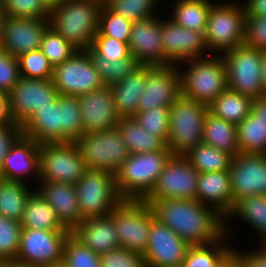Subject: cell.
I'll use <instances>...</instances> for the list:
<instances>
[{
  "label": "cell",
  "instance_id": "1",
  "mask_svg": "<svg viewBox=\"0 0 266 267\" xmlns=\"http://www.w3.org/2000/svg\"><path fill=\"white\" fill-rule=\"evenodd\" d=\"M151 207L155 218L190 246L214 243L225 235V218L197 200L161 199Z\"/></svg>",
  "mask_w": 266,
  "mask_h": 267
},
{
  "label": "cell",
  "instance_id": "2",
  "mask_svg": "<svg viewBox=\"0 0 266 267\" xmlns=\"http://www.w3.org/2000/svg\"><path fill=\"white\" fill-rule=\"evenodd\" d=\"M102 5L97 0H64L51 9L49 27L78 50H87L98 32Z\"/></svg>",
  "mask_w": 266,
  "mask_h": 267
},
{
  "label": "cell",
  "instance_id": "3",
  "mask_svg": "<svg viewBox=\"0 0 266 267\" xmlns=\"http://www.w3.org/2000/svg\"><path fill=\"white\" fill-rule=\"evenodd\" d=\"M176 67L181 96L185 98L209 105L228 88L226 65L221 54L193 58L178 63Z\"/></svg>",
  "mask_w": 266,
  "mask_h": 267
},
{
  "label": "cell",
  "instance_id": "4",
  "mask_svg": "<svg viewBox=\"0 0 266 267\" xmlns=\"http://www.w3.org/2000/svg\"><path fill=\"white\" fill-rule=\"evenodd\" d=\"M172 153L162 150L129 154L115 174L119 194L124 200H144L155 186Z\"/></svg>",
  "mask_w": 266,
  "mask_h": 267
},
{
  "label": "cell",
  "instance_id": "5",
  "mask_svg": "<svg viewBox=\"0 0 266 267\" xmlns=\"http://www.w3.org/2000/svg\"><path fill=\"white\" fill-rule=\"evenodd\" d=\"M208 105L179 96L169 108V135L166 146L172 156H185L202 143Z\"/></svg>",
  "mask_w": 266,
  "mask_h": 267
},
{
  "label": "cell",
  "instance_id": "6",
  "mask_svg": "<svg viewBox=\"0 0 266 267\" xmlns=\"http://www.w3.org/2000/svg\"><path fill=\"white\" fill-rule=\"evenodd\" d=\"M245 24L246 14L241 0L216 1L209 12L204 34L209 52L222 54L243 45Z\"/></svg>",
  "mask_w": 266,
  "mask_h": 267
},
{
  "label": "cell",
  "instance_id": "7",
  "mask_svg": "<svg viewBox=\"0 0 266 267\" xmlns=\"http://www.w3.org/2000/svg\"><path fill=\"white\" fill-rule=\"evenodd\" d=\"M75 187L83 220L109 215L124 200L115 174L108 171L87 169Z\"/></svg>",
  "mask_w": 266,
  "mask_h": 267
},
{
  "label": "cell",
  "instance_id": "8",
  "mask_svg": "<svg viewBox=\"0 0 266 267\" xmlns=\"http://www.w3.org/2000/svg\"><path fill=\"white\" fill-rule=\"evenodd\" d=\"M221 55L226 65L228 89L252 100L265 97L261 50L243 44Z\"/></svg>",
  "mask_w": 266,
  "mask_h": 267
},
{
  "label": "cell",
  "instance_id": "9",
  "mask_svg": "<svg viewBox=\"0 0 266 267\" xmlns=\"http://www.w3.org/2000/svg\"><path fill=\"white\" fill-rule=\"evenodd\" d=\"M87 169L76 142L39 144V181L76 185Z\"/></svg>",
  "mask_w": 266,
  "mask_h": 267
},
{
  "label": "cell",
  "instance_id": "10",
  "mask_svg": "<svg viewBox=\"0 0 266 267\" xmlns=\"http://www.w3.org/2000/svg\"><path fill=\"white\" fill-rule=\"evenodd\" d=\"M154 218L151 205L144 200H123L112 211L119 246L143 255Z\"/></svg>",
  "mask_w": 266,
  "mask_h": 267
},
{
  "label": "cell",
  "instance_id": "11",
  "mask_svg": "<svg viewBox=\"0 0 266 267\" xmlns=\"http://www.w3.org/2000/svg\"><path fill=\"white\" fill-rule=\"evenodd\" d=\"M88 169L116 174L129 152L117 127L93 133H84L77 141Z\"/></svg>",
  "mask_w": 266,
  "mask_h": 267
},
{
  "label": "cell",
  "instance_id": "12",
  "mask_svg": "<svg viewBox=\"0 0 266 267\" xmlns=\"http://www.w3.org/2000/svg\"><path fill=\"white\" fill-rule=\"evenodd\" d=\"M51 80L59 94L76 97L104 87L87 50H77L54 66Z\"/></svg>",
  "mask_w": 266,
  "mask_h": 267
},
{
  "label": "cell",
  "instance_id": "13",
  "mask_svg": "<svg viewBox=\"0 0 266 267\" xmlns=\"http://www.w3.org/2000/svg\"><path fill=\"white\" fill-rule=\"evenodd\" d=\"M199 175L184 156H171L144 201L151 205L161 199L197 200Z\"/></svg>",
  "mask_w": 266,
  "mask_h": 267
},
{
  "label": "cell",
  "instance_id": "14",
  "mask_svg": "<svg viewBox=\"0 0 266 267\" xmlns=\"http://www.w3.org/2000/svg\"><path fill=\"white\" fill-rule=\"evenodd\" d=\"M71 231L22 229L15 262L30 267H46L62 262L63 250Z\"/></svg>",
  "mask_w": 266,
  "mask_h": 267
},
{
  "label": "cell",
  "instance_id": "15",
  "mask_svg": "<svg viewBox=\"0 0 266 267\" xmlns=\"http://www.w3.org/2000/svg\"><path fill=\"white\" fill-rule=\"evenodd\" d=\"M164 65H177L193 58L211 55L203 32L186 29L173 20L161 18Z\"/></svg>",
  "mask_w": 266,
  "mask_h": 267
},
{
  "label": "cell",
  "instance_id": "16",
  "mask_svg": "<svg viewBox=\"0 0 266 267\" xmlns=\"http://www.w3.org/2000/svg\"><path fill=\"white\" fill-rule=\"evenodd\" d=\"M8 95L13 118L22 125L35 110L52 106L59 93L52 80L21 77Z\"/></svg>",
  "mask_w": 266,
  "mask_h": 267
},
{
  "label": "cell",
  "instance_id": "17",
  "mask_svg": "<svg viewBox=\"0 0 266 267\" xmlns=\"http://www.w3.org/2000/svg\"><path fill=\"white\" fill-rule=\"evenodd\" d=\"M190 245L168 226L154 218L148 246L143 254L146 267H182Z\"/></svg>",
  "mask_w": 266,
  "mask_h": 267
},
{
  "label": "cell",
  "instance_id": "18",
  "mask_svg": "<svg viewBox=\"0 0 266 267\" xmlns=\"http://www.w3.org/2000/svg\"><path fill=\"white\" fill-rule=\"evenodd\" d=\"M180 95V76L176 65H153L146 72L145 89L137 112L158 107L170 108Z\"/></svg>",
  "mask_w": 266,
  "mask_h": 267
},
{
  "label": "cell",
  "instance_id": "19",
  "mask_svg": "<svg viewBox=\"0 0 266 267\" xmlns=\"http://www.w3.org/2000/svg\"><path fill=\"white\" fill-rule=\"evenodd\" d=\"M231 189L235 203L247 196H266V154H243L233 157Z\"/></svg>",
  "mask_w": 266,
  "mask_h": 267
},
{
  "label": "cell",
  "instance_id": "20",
  "mask_svg": "<svg viewBox=\"0 0 266 267\" xmlns=\"http://www.w3.org/2000/svg\"><path fill=\"white\" fill-rule=\"evenodd\" d=\"M48 27V19L6 17L0 46L15 58L40 49Z\"/></svg>",
  "mask_w": 266,
  "mask_h": 267
},
{
  "label": "cell",
  "instance_id": "21",
  "mask_svg": "<svg viewBox=\"0 0 266 267\" xmlns=\"http://www.w3.org/2000/svg\"><path fill=\"white\" fill-rule=\"evenodd\" d=\"M78 101L84 133L113 129L122 118L115 106L110 86L78 96Z\"/></svg>",
  "mask_w": 266,
  "mask_h": 267
},
{
  "label": "cell",
  "instance_id": "22",
  "mask_svg": "<svg viewBox=\"0 0 266 267\" xmlns=\"http://www.w3.org/2000/svg\"><path fill=\"white\" fill-rule=\"evenodd\" d=\"M128 46L139 64L164 65L160 15L133 22Z\"/></svg>",
  "mask_w": 266,
  "mask_h": 267
},
{
  "label": "cell",
  "instance_id": "23",
  "mask_svg": "<svg viewBox=\"0 0 266 267\" xmlns=\"http://www.w3.org/2000/svg\"><path fill=\"white\" fill-rule=\"evenodd\" d=\"M0 178L25 183L30 179L29 184L32 180L37 184L39 182V144L22 135L5 157Z\"/></svg>",
  "mask_w": 266,
  "mask_h": 267
},
{
  "label": "cell",
  "instance_id": "24",
  "mask_svg": "<svg viewBox=\"0 0 266 267\" xmlns=\"http://www.w3.org/2000/svg\"><path fill=\"white\" fill-rule=\"evenodd\" d=\"M38 184L36 190L54 209L65 228L72 231L83 221L75 185L48 181H39Z\"/></svg>",
  "mask_w": 266,
  "mask_h": 267
},
{
  "label": "cell",
  "instance_id": "25",
  "mask_svg": "<svg viewBox=\"0 0 266 267\" xmlns=\"http://www.w3.org/2000/svg\"><path fill=\"white\" fill-rule=\"evenodd\" d=\"M197 201L214 208L226 219L234 207L230 171L200 173Z\"/></svg>",
  "mask_w": 266,
  "mask_h": 267
},
{
  "label": "cell",
  "instance_id": "26",
  "mask_svg": "<svg viewBox=\"0 0 266 267\" xmlns=\"http://www.w3.org/2000/svg\"><path fill=\"white\" fill-rule=\"evenodd\" d=\"M71 234L98 255L120 247L112 212L106 216L84 219Z\"/></svg>",
  "mask_w": 266,
  "mask_h": 267
},
{
  "label": "cell",
  "instance_id": "27",
  "mask_svg": "<svg viewBox=\"0 0 266 267\" xmlns=\"http://www.w3.org/2000/svg\"><path fill=\"white\" fill-rule=\"evenodd\" d=\"M240 153L266 154V97L252 100L249 115L237 125Z\"/></svg>",
  "mask_w": 266,
  "mask_h": 267
},
{
  "label": "cell",
  "instance_id": "28",
  "mask_svg": "<svg viewBox=\"0 0 266 267\" xmlns=\"http://www.w3.org/2000/svg\"><path fill=\"white\" fill-rule=\"evenodd\" d=\"M153 65H138L128 76L111 85V94L119 115L133 117L137 113L138 102L145 89L146 72Z\"/></svg>",
  "mask_w": 266,
  "mask_h": 267
},
{
  "label": "cell",
  "instance_id": "29",
  "mask_svg": "<svg viewBox=\"0 0 266 267\" xmlns=\"http://www.w3.org/2000/svg\"><path fill=\"white\" fill-rule=\"evenodd\" d=\"M23 135L37 144L61 142V109L56 101L34 111L22 124Z\"/></svg>",
  "mask_w": 266,
  "mask_h": 267
},
{
  "label": "cell",
  "instance_id": "30",
  "mask_svg": "<svg viewBox=\"0 0 266 267\" xmlns=\"http://www.w3.org/2000/svg\"><path fill=\"white\" fill-rule=\"evenodd\" d=\"M234 217V218H233ZM242 219L243 222L256 231L258 243L263 245L266 242V196L252 195L239 199L231 213L225 219V235L232 238L233 226L230 220ZM262 242V243H261Z\"/></svg>",
  "mask_w": 266,
  "mask_h": 267
},
{
  "label": "cell",
  "instance_id": "31",
  "mask_svg": "<svg viewBox=\"0 0 266 267\" xmlns=\"http://www.w3.org/2000/svg\"><path fill=\"white\" fill-rule=\"evenodd\" d=\"M22 229L70 231L58 220L54 209L35 189L29 196L20 221Z\"/></svg>",
  "mask_w": 266,
  "mask_h": 267
},
{
  "label": "cell",
  "instance_id": "32",
  "mask_svg": "<svg viewBox=\"0 0 266 267\" xmlns=\"http://www.w3.org/2000/svg\"><path fill=\"white\" fill-rule=\"evenodd\" d=\"M216 0H175L165 16L176 24L205 34L208 15ZM173 9V10H172ZM171 15V16H170Z\"/></svg>",
  "mask_w": 266,
  "mask_h": 267
},
{
  "label": "cell",
  "instance_id": "33",
  "mask_svg": "<svg viewBox=\"0 0 266 267\" xmlns=\"http://www.w3.org/2000/svg\"><path fill=\"white\" fill-rule=\"evenodd\" d=\"M202 143L228 152L233 157L240 153L237 126L210 112L205 118Z\"/></svg>",
  "mask_w": 266,
  "mask_h": 267
},
{
  "label": "cell",
  "instance_id": "34",
  "mask_svg": "<svg viewBox=\"0 0 266 267\" xmlns=\"http://www.w3.org/2000/svg\"><path fill=\"white\" fill-rule=\"evenodd\" d=\"M36 186L28 182L0 178V215L20 222L27 200Z\"/></svg>",
  "mask_w": 266,
  "mask_h": 267
},
{
  "label": "cell",
  "instance_id": "35",
  "mask_svg": "<svg viewBox=\"0 0 266 267\" xmlns=\"http://www.w3.org/2000/svg\"><path fill=\"white\" fill-rule=\"evenodd\" d=\"M117 128L129 154L153 152L166 146L159 137L144 130L134 117L121 118Z\"/></svg>",
  "mask_w": 266,
  "mask_h": 267
},
{
  "label": "cell",
  "instance_id": "36",
  "mask_svg": "<svg viewBox=\"0 0 266 267\" xmlns=\"http://www.w3.org/2000/svg\"><path fill=\"white\" fill-rule=\"evenodd\" d=\"M251 106L250 97L227 88L208 105V108L211 114L237 126L249 115Z\"/></svg>",
  "mask_w": 266,
  "mask_h": 267
},
{
  "label": "cell",
  "instance_id": "37",
  "mask_svg": "<svg viewBox=\"0 0 266 267\" xmlns=\"http://www.w3.org/2000/svg\"><path fill=\"white\" fill-rule=\"evenodd\" d=\"M231 240L224 235L219 241L207 245L190 246L182 267H216L234 248Z\"/></svg>",
  "mask_w": 266,
  "mask_h": 267
},
{
  "label": "cell",
  "instance_id": "38",
  "mask_svg": "<svg viewBox=\"0 0 266 267\" xmlns=\"http://www.w3.org/2000/svg\"><path fill=\"white\" fill-rule=\"evenodd\" d=\"M87 51L104 86H111L121 81L140 65L132 55L128 58L112 59L98 55L91 47Z\"/></svg>",
  "mask_w": 266,
  "mask_h": 267
},
{
  "label": "cell",
  "instance_id": "39",
  "mask_svg": "<svg viewBox=\"0 0 266 267\" xmlns=\"http://www.w3.org/2000/svg\"><path fill=\"white\" fill-rule=\"evenodd\" d=\"M199 172L227 171L230 169L233 156L223 150L200 143L184 156Z\"/></svg>",
  "mask_w": 266,
  "mask_h": 267
},
{
  "label": "cell",
  "instance_id": "40",
  "mask_svg": "<svg viewBox=\"0 0 266 267\" xmlns=\"http://www.w3.org/2000/svg\"><path fill=\"white\" fill-rule=\"evenodd\" d=\"M57 102L61 109V142H76L84 134L78 97L59 94Z\"/></svg>",
  "mask_w": 266,
  "mask_h": 267
},
{
  "label": "cell",
  "instance_id": "41",
  "mask_svg": "<svg viewBox=\"0 0 266 267\" xmlns=\"http://www.w3.org/2000/svg\"><path fill=\"white\" fill-rule=\"evenodd\" d=\"M161 1V0H159ZM158 0H107L104 4L114 13L133 22L159 16Z\"/></svg>",
  "mask_w": 266,
  "mask_h": 267
},
{
  "label": "cell",
  "instance_id": "42",
  "mask_svg": "<svg viewBox=\"0 0 266 267\" xmlns=\"http://www.w3.org/2000/svg\"><path fill=\"white\" fill-rule=\"evenodd\" d=\"M40 50L54 67L70 58L78 49L60 34L48 27L42 37Z\"/></svg>",
  "mask_w": 266,
  "mask_h": 267
},
{
  "label": "cell",
  "instance_id": "43",
  "mask_svg": "<svg viewBox=\"0 0 266 267\" xmlns=\"http://www.w3.org/2000/svg\"><path fill=\"white\" fill-rule=\"evenodd\" d=\"M62 263L66 267H101L100 255L84 246L72 234L66 239Z\"/></svg>",
  "mask_w": 266,
  "mask_h": 267
},
{
  "label": "cell",
  "instance_id": "44",
  "mask_svg": "<svg viewBox=\"0 0 266 267\" xmlns=\"http://www.w3.org/2000/svg\"><path fill=\"white\" fill-rule=\"evenodd\" d=\"M22 226L19 221L0 215V262L15 261L20 246Z\"/></svg>",
  "mask_w": 266,
  "mask_h": 267
},
{
  "label": "cell",
  "instance_id": "45",
  "mask_svg": "<svg viewBox=\"0 0 266 267\" xmlns=\"http://www.w3.org/2000/svg\"><path fill=\"white\" fill-rule=\"evenodd\" d=\"M132 22L111 11L105 4L99 13L98 32L121 42H129Z\"/></svg>",
  "mask_w": 266,
  "mask_h": 267
},
{
  "label": "cell",
  "instance_id": "46",
  "mask_svg": "<svg viewBox=\"0 0 266 267\" xmlns=\"http://www.w3.org/2000/svg\"><path fill=\"white\" fill-rule=\"evenodd\" d=\"M20 74L23 78L51 80L53 66L40 49L24 53L17 57Z\"/></svg>",
  "mask_w": 266,
  "mask_h": 267
},
{
  "label": "cell",
  "instance_id": "47",
  "mask_svg": "<svg viewBox=\"0 0 266 267\" xmlns=\"http://www.w3.org/2000/svg\"><path fill=\"white\" fill-rule=\"evenodd\" d=\"M7 17L49 19L51 8L44 0H0Z\"/></svg>",
  "mask_w": 266,
  "mask_h": 267
},
{
  "label": "cell",
  "instance_id": "48",
  "mask_svg": "<svg viewBox=\"0 0 266 267\" xmlns=\"http://www.w3.org/2000/svg\"><path fill=\"white\" fill-rule=\"evenodd\" d=\"M133 117L144 130L159 137L166 144L169 135V108H151L137 112Z\"/></svg>",
  "mask_w": 266,
  "mask_h": 267
},
{
  "label": "cell",
  "instance_id": "49",
  "mask_svg": "<svg viewBox=\"0 0 266 267\" xmlns=\"http://www.w3.org/2000/svg\"><path fill=\"white\" fill-rule=\"evenodd\" d=\"M101 267H146L145 259L139 252L118 247L100 255Z\"/></svg>",
  "mask_w": 266,
  "mask_h": 267
},
{
  "label": "cell",
  "instance_id": "50",
  "mask_svg": "<svg viewBox=\"0 0 266 267\" xmlns=\"http://www.w3.org/2000/svg\"><path fill=\"white\" fill-rule=\"evenodd\" d=\"M21 78L17 58L0 46V91L8 94Z\"/></svg>",
  "mask_w": 266,
  "mask_h": 267
},
{
  "label": "cell",
  "instance_id": "51",
  "mask_svg": "<svg viewBox=\"0 0 266 267\" xmlns=\"http://www.w3.org/2000/svg\"><path fill=\"white\" fill-rule=\"evenodd\" d=\"M91 48L98 55L112 59H122L130 56L128 43L104 36L99 32L94 36Z\"/></svg>",
  "mask_w": 266,
  "mask_h": 267
},
{
  "label": "cell",
  "instance_id": "52",
  "mask_svg": "<svg viewBox=\"0 0 266 267\" xmlns=\"http://www.w3.org/2000/svg\"><path fill=\"white\" fill-rule=\"evenodd\" d=\"M244 45L266 50V16L246 17Z\"/></svg>",
  "mask_w": 266,
  "mask_h": 267
},
{
  "label": "cell",
  "instance_id": "53",
  "mask_svg": "<svg viewBox=\"0 0 266 267\" xmlns=\"http://www.w3.org/2000/svg\"><path fill=\"white\" fill-rule=\"evenodd\" d=\"M23 135L19 123L0 125V170L11 147Z\"/></svg>",
  "mask_w": 266,
  "mask_h": 267
},
{
  "label": "cell",
  "instance_id": "54",
  "mask_svg": "<svg viewBox=\"0 0 266 267\" xmlns=\"http://www.w3.org/2000/svg\"><path fill=\"white\" fill-rule=\"evenodd\" d=\"M258 249L245 250L234 246V249L239 253L245 267H266V248L259 245ZM247 251V252H246Z\"/></svg>",
  "mask_w": 266,
  "mask_h": 267
},
{
  "label": "cell",
  "instance_id": "55",
  "mask_svg": "<svg viewBox=\"0 0 266 267\" xmlns=\"http://www.w3.org/2000/svg\"><path fill=\"white\" fill-rule=\"evenodd\" d=\"M246 17L266 16V0H241Z\"/></svg>",
  "mask_w": 266,
  "mask_h": 267
},
{
  "label": "cell",
  "instance_id": "56",
  "mask_svg": "<svg viewBox=\"0 0 266 267\" xmlns=\"http://www.w3.org/2000/svg\"><path fill=\"white\" fill-rule=\"evenodd\" d=\"M10 109L9 95L0 91V125L15 124Z\"/></svg>",
  "mask_w": 266,
  "mask_h": 267
},
{
  "label": "cell",
  "instance_id": "57",
  "mask_svg": "<svg viewBox=\"0 0 266 267\" xmlns=\"http://www.w3.org/2000/svg\"><path fill=\"white\" fill-rule=\"evenodd\" d=\"M216 267H241V256L233 248Z\"/></svg>",
  "mask_w": 266,
  "mask_h": 267
},
{
  "label": "cell",
  "instance_id": "58",
  "mask_svg": "<svg viewBox=\"0 0 266 267\" xmlns=\"http://www.w3.org/2000/svg\"><path fill=\"white\" fill-rule=\"evenodd\" d=\"M262 78H263V91L266 97V50L262 51Z\"/></svg>",
  "mask_w": 266,
  "mask_h": 267
},
{
  "label": "cell",
  "instance_id": "59",
  "mask_svg": "<svg viewBox=\"0 0 266 267\" xmlns=\"http://www.w3.org/2000/svg\"><path fill=\"white\" fill-rule=\"evenodd\" d=\"M6 17L7 16H6L5 12L3 11L2 5L0 3V43H1L2 31L4 28V23H5Z\"/></svg>",
  "mask_w": 266,
  "mask_h": 267
},
{
  "label": "cell",
  "instance_id": "60",
  "mask_svg": "<svg viewBox=\"0 0 266 267\" xmlns=\"http://www.w3.org/2000/svg\"><path fill=\"white\" fill-rule=\"evenodd\" d=\"M3 267H30V266L22 265L15 261H10V262H3Z\"/></svg>",
  "mask_w": 266,
  "mask_h": 267
},
{
  "label": "cell",
  "instance_id": "61",
  "mask_svg": "<svg viewBox=\"0 0 266 267\" xmlns=\"http://www.w3.org/2000/svg\"><path fill=\"white\" fill-rule=\"evenodd\" d=\"M44 1L52 9L54 6L58 5L64 0H44Z\"/></svg>",
  "mask_w": 266,
  "mask_h": 267
},
{
  "label": "cell",
  "instance_id": "62",
  "mask_svg": "<svg viewBox=\"0 0 266 267\" xmlns=\"http://www.w3.org/2000/svg\"><path fill=\"white\" fill-rule=\"evenodd\" d=\"M46 267H66L62 262L58 263V264H52V265H48Z\"/></svg>",
  "mask_w": 266,
  "mask_h": 267
},
{
  "label": "cell",
  "instance_id": "63",
  "mask_svg": "<svg viewBox=\"0 0 266 267\" xmlns=\"http://www.w3.org/2000/svg\"><path fill=\"white\" fill-rule=\"evenodd\" d=\"M97 1H100L101 3H105L107 0H97Z\"/></svg>",
  "mask_w": 266,
  "mask_h": 267
},
{
  "label": "cell",
  "instance_id": "64",
  "mask_svg": "<svg viewBox=\"0 0 266 267\" xmlns=\"http://www.w3.org/2000/svg\"><path fill=\"white\" fill-rule=\"evenodd\" d=\"M241 267H245L244 264H243L242 258H241Z\"/></svg>",
  "mask_w": 266,
  "mask_h": 267
}]
</instances>
